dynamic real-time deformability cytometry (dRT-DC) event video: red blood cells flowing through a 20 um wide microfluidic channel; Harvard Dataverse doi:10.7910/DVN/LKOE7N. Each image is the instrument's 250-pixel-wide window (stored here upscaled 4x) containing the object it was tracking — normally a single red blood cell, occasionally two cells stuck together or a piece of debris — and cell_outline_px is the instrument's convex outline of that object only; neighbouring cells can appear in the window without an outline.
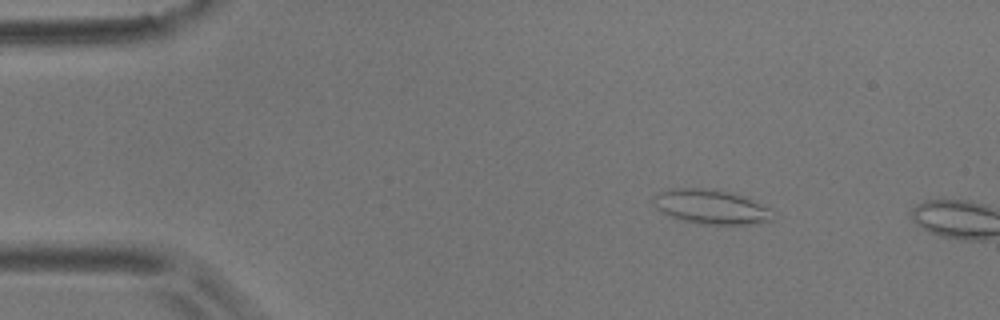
{"species": "common noctule bat (a hibernating species)", "species_latin": "Nyctalus noctula", "temperature_condition": "room temperature", "stored_images_in_passage": 2, "camera_frame_rate_fps": 3000, "um_per_image_px": 0.085, "animal": {"sex": "male", "body_mass_g": 17.9}, "frame": {"image": 1, "passage_image": 1, "time_ms": 0.0, "image_size_px": [1000, 320], "cell_outline_px": [[772, 220], [752, 224], [700, 224], [684, 220], [672, 216], [656, 208], [652, 200], [660, 192], [672, 188], [716, 188], [744, 196], [768, 208]], "centroid_in_image_um": [60.41, 17.56], "position_along_channel_um": 24.6, "area_um2": 23.58}}